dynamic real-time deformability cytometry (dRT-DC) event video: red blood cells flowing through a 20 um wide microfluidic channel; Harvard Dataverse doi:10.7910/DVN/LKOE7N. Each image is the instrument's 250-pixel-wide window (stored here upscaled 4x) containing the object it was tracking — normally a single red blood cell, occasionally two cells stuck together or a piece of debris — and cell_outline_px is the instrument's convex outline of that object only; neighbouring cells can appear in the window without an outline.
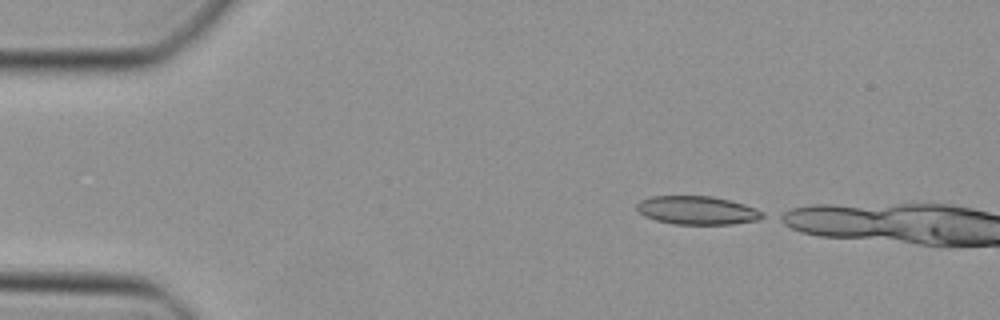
{"species": "Egyptian fruit bat (a non-hibernating species)", "species_latin": "Rousettus aegyptiacus", "temperature_condition": "cold", "stored_images_in_passage": 4, "camera_frame_rate_fps": 3000, "um_per_image_px": 0.085, "animal": {"sex": "female"}, "frame": {"image": 1, "passage_image": 1, "time_ms": 0.0, "image_size_px": [1000, 320], "cell_outline_px": [[764, 216], [756, 220], [732, 224], [672, 224], [656, 220], [644, 216], [636, 208], [636, 204], [640, 200], [652, 196], [712, 196], [744, 204], [756, 208], [764, 212]], "centroid_in_image_um": [59.24, 17.87], "position_along_channel_um": 25.8, "area_um2": 20.81}}